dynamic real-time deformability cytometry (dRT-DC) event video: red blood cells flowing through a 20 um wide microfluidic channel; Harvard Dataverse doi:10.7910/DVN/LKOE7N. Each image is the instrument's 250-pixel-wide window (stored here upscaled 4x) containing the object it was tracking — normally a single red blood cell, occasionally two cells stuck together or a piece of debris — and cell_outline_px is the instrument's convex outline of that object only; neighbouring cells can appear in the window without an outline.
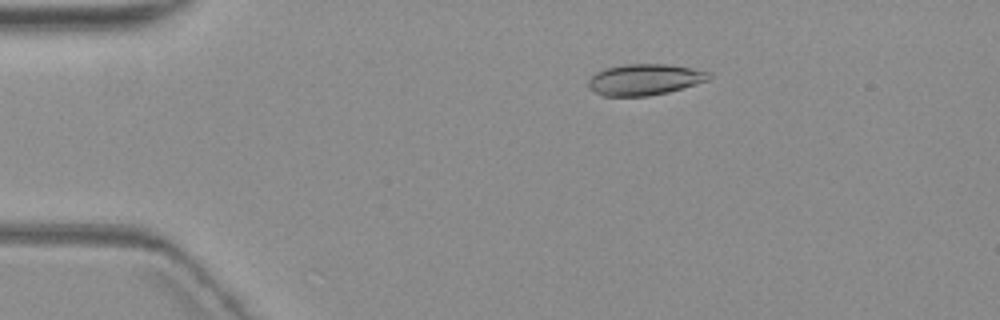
{"species": "common noctule bat (a hibernating species)", "species_latin": "Nyctalus noctula", "temperature_condition": "warm", "stored_images_in_passage": 5, "camera_frame_rate_fps": 3000, "um_per_image_px": 0.085, "animal": {"sex": "female", "body_mass_g": 19.3, "forearm_length_mm": 54.1}, "frame": {"image": 1, "passage_image": 3, "time_ms": 2.667, "image_size_px": [1000, 320], "cell_outline_px": [[712, 76], [708, 80], [696, 84], [668, 92], [648, 96], [604, 96], [588, 88], [588, 80], [596, 72], [604, 68], [624, 64], [668, 64], [692, 68], [712, 72]], "centroid_in_image_um": [54.8, 6.75], "position_along_channel_um": 30.2, "area_um2": 22.02}}